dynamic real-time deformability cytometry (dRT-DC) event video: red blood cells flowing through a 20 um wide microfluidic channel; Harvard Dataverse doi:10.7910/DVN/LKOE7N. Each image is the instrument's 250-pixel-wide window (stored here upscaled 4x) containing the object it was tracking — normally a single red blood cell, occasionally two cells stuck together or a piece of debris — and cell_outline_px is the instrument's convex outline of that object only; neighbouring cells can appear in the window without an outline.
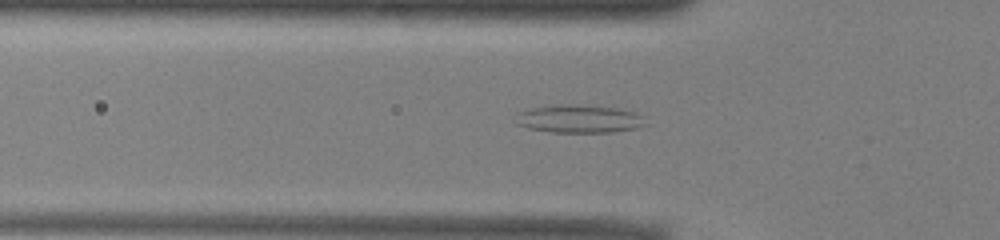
{"species": "common noctule bat (a hibernating species)", "species_latin": "Nyctalus noctula", "temperature_condition": "warm", "stored_images_in_passage": 46, "camera_frame_rate_fps": 3000, "um_per_image_px": 0.085, "animal": {"sex": "male", "body_mass_g": 13.0, "forearm_length_mm": 53.1}, "frame": {"image": 1, "passage_image": 16, "time_ms": 5.0, "image_size_px": [1000, 240], "cell_outline_px": [[648, 124], [636, 128], [612, 132], [552, 132], [528, 128], [516, 124], [516, 112], [528, 108], [544, 104], [572, 104], [620, 108], [644, 116]], "centroid_in_image_um": [49.18, 10.08], "position_along_channel_um": 76.6, "area_um2": 21.68}}
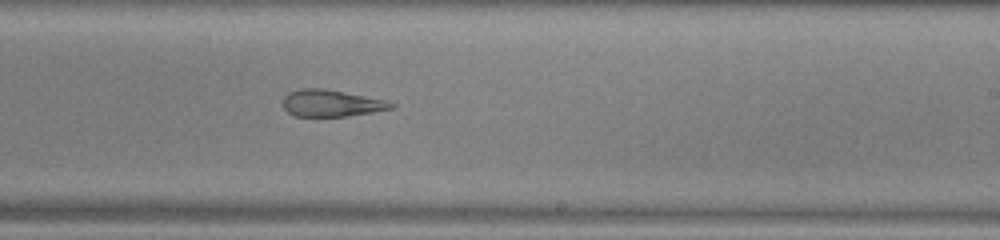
{"frame": {"image": 2, "passage_image": 30, "time_ms": 9.667, "image_size_px": [1000, 240], "cell_outline_px": [[396, 104], [392, 108], [372, 112], [344, 116], [296, 116], [288, 112], [284, 108], [284, 96], [288, 92], [300, 88], [324, 88], [388, 100]], "centroid_in_image_um": [28.17, 8.76], "position_along_channel_um": 260.8, "area_um2": 16.88}}
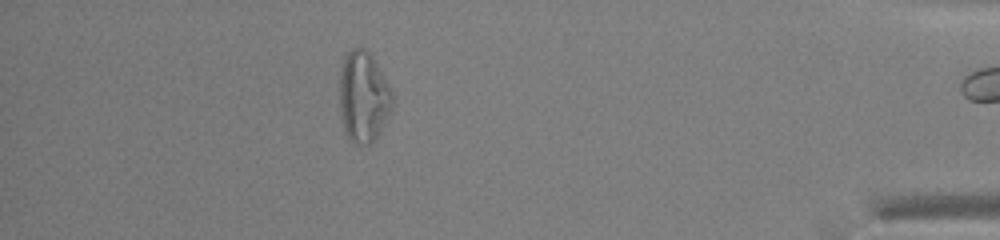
{"frame": {"image": 3, "passage_image": 45, "time_ms": 14.667, "image_size_px": [1000, 240], "cell_outline_px": [[396, 104], [376, 140], [372, 144], [356, 144], [348, 136], [344, 128], [340, 112], [340, 68], [344, 52], [352, 48], [364, 48], [372, 56], [388, 84], [392, 92]], "centroid_in_image_um": [30.91, 8.23], "position_along_channel_um": 404.3, "area_um2": 28.5}, "authors_computed_cell_mechanics": {"area_um2": 21.7617, "velocity_mm_per_s": 3.948, "shape_relaxation_time_tau1_ms": null, "shape_relaxation_time_tau2_ms": 4.2776, "deformation_change_tau1": null, "deformation_change_tau2": 0.1526}}